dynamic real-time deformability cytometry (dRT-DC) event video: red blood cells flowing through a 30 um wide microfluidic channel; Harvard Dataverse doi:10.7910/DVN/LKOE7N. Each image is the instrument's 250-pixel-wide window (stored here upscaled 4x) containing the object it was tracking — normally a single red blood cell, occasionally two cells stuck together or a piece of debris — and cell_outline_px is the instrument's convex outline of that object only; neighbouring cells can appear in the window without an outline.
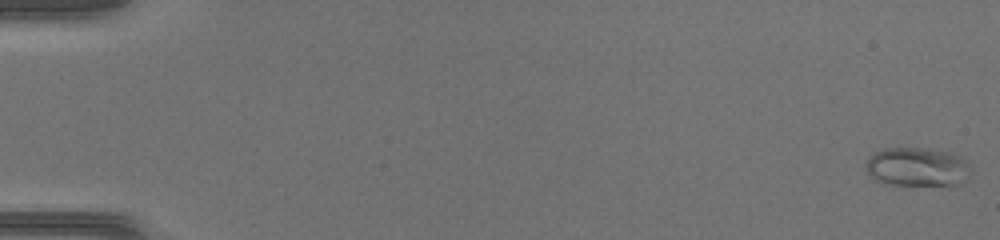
{"species": "common noctule bat (a hibernating species)", "species_latin": "Nyctalus noctula", "temperature_condition": "warm", "stored_images_in_passage": 47, "camera_frame_rate_fps": 3000, "um_per_image_px": 0.085, "animal": {"sex": "female", "body_mass_g": 17.0, "forearm_length_mm": 48.0}, "frame": {"image": 1, "passage_image": 1, "time_ms": 0.0, "image_size_px": [1000, 240], "cell_outline_px": [[972, 172], [968, 180], [960, 184], [880, 184], [872, 180], [868, 172], [868, 160], [876, 152], [888, 148], [916, 148], [944, 152], [956, 156], [964, 160], [968, 164]], "centroid_in_image_um": [77.97, 14.22], "position_along_channel_um": 7.0, "area_um2": 23.24}}
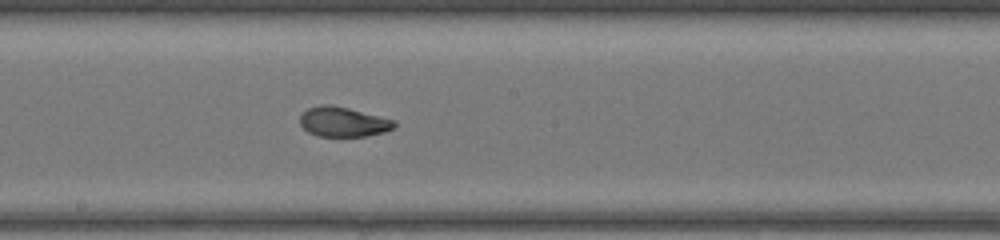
{"frame": {"image": 2, "passage_image": 27, "time_ms": 8.667, "image_size_px": [1000, 240], "cell_outline_px": [[396, 128], [384, 132], [364, 136], [320, 136], [308, 132], [300, 124], [300, 116], [308, 108], [320, 104], [328, 104], [348, 108], [396, 120]], "centroid_in_image_um": [29.19, 10.35], "position_along_channel_um": 219.0, "area_um2": 16.36}}
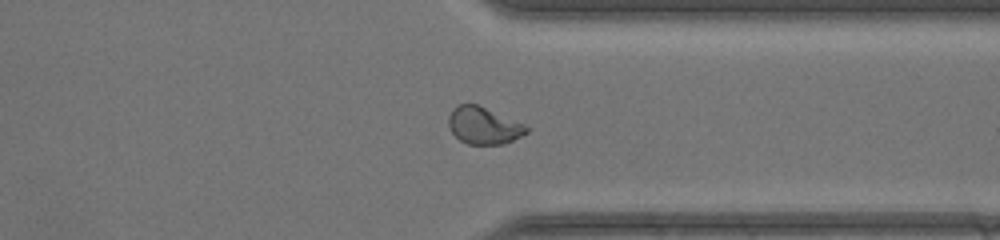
{"frame": {"image": 3, "passage_image": 37, "time_ms": 12.0, "image_size_px": [1000, 240], "cell_outline_px": [[528, 132], [504, 144], [468, 144], [460, 140], [452, 132], [448, 124], [448, 116], [452, 108], [456, 104], [476, 104], [524, 124], [528, 128]], "centroid_in_image_um": [41.07, 10.67], "position_along_channel_um": 370.3, "area_um2": 16.65}}